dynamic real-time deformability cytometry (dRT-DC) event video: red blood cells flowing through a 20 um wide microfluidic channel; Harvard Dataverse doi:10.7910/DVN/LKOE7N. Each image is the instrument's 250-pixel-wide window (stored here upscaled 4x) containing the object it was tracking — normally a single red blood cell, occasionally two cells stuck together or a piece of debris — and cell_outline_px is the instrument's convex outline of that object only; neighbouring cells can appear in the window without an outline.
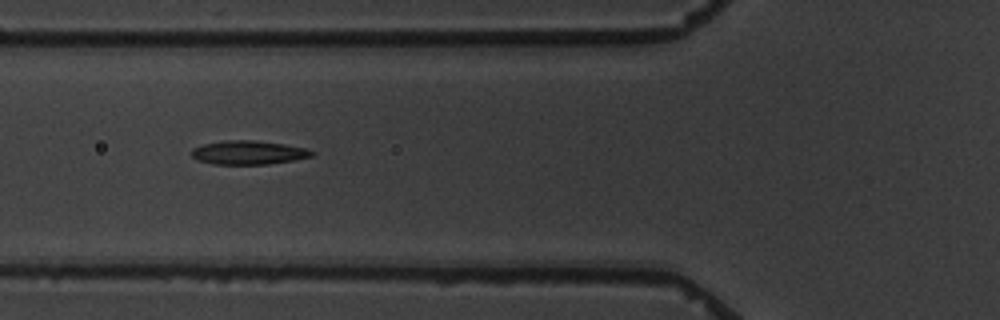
{"species": "common noctule bat (a hibernating species)", "species_latin": "Nyctalus noctula", "temperature_condition": "warm", "stored_images_in_passage": 3, "camera_frame_rate_fps": 3000, "um_per_image_px": 0.085, "animal": {"sex": "male", "body_mass_g": 19.5, "forearm_length_mm": 54.6}, "frame": {"image": 1, "passage_image": 2, "time_ms": 1.333, "image_size_px": [1000, 320], "cell_outline_px": [[316, 152], [312, 156], [296, 160], [268, 164], [212, 164], [196, 160], [192, 156], [192, 148], [204, 144], [224, 140], [256, 140], [284, 144], [308, 148]], "centroid_in_image_um": [21.14, 12.96], "position_along_channel_um": 104.7, "area_um2": 16.88}}
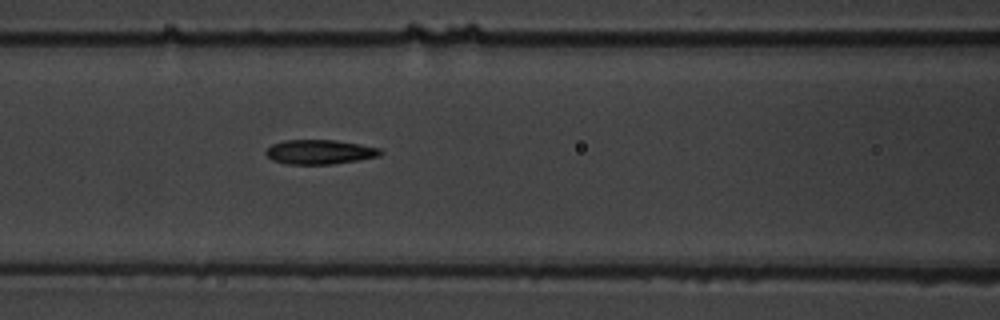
{"frame": {"image": 2, "passage_image": 3, "time_ms": 2.333, "image_size_px": [1000, 320], "cell_outline_px": [[384, 152], [380, 156], [360, 160], [332, 164], [284, 164], [272, 160], [264, 152], [272, 144], [284, 140], [336, 140], [360, 144], [380, 148]], "centroid_in_image_um": [27.2, 12.92], "position_along_channel_um": 139.4, "area_um2": 16.47}}